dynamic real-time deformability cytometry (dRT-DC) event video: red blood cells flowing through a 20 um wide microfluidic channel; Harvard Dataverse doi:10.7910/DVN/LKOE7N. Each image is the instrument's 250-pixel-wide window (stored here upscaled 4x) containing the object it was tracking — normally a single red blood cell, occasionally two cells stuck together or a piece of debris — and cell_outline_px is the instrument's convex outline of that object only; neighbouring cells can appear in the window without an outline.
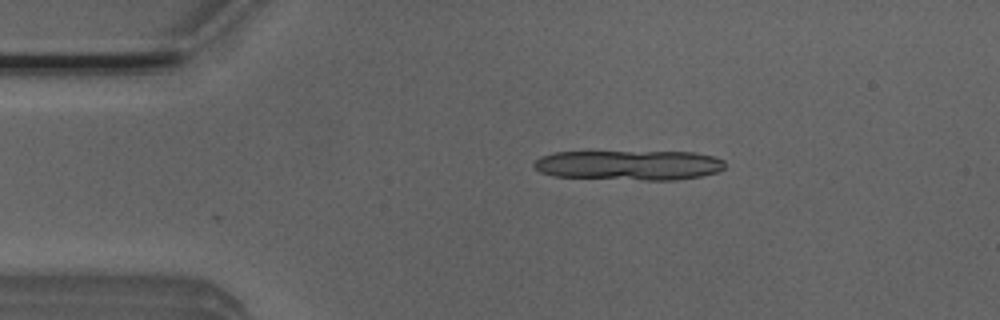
{"species": "Egyptian fruit bat (a non-hibernating species)", "species_latin": "Rousettus aegyptiacus", "temperature_condition": "room temperature", "stored_images_in_passage": 5, "camera_frame_rate_fps": 3000, "um_per_image_px": 0.085, "animal": {"sex": "male"}, "frame": {"image": 1, "passage_image": 1, "time_ms": 0.0, "image_size_px": [1000, 320], "cell_outline_px": [[724, 168], [716, 172], [700, 176], [676, 180], [644, 180], [552, 176], [540, 172], [532, 164], [540, 156], [556, 152], [696, 152], [712, 156], [724, 160]], "centroid_in_image_um": [53.46, 14.04], "position_along_channel_um": 31.5, "area_um2": 33.23}}